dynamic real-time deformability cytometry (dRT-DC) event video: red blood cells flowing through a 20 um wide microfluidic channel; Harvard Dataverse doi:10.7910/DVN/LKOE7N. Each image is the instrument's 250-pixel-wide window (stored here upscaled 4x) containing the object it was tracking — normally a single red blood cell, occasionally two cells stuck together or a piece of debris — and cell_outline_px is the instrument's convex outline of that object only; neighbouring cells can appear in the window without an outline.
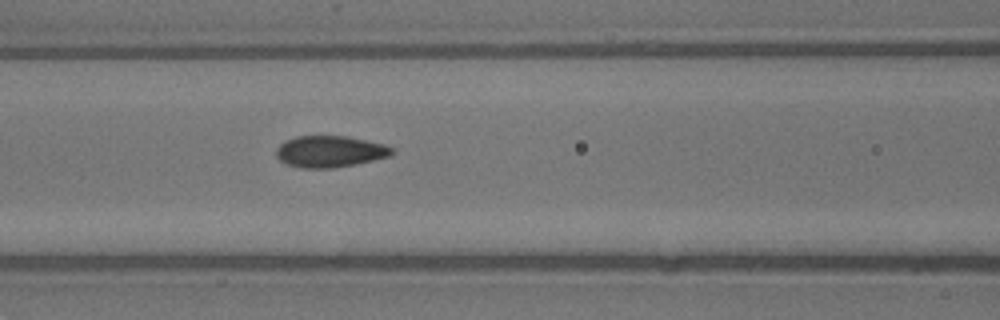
{"species": "common noctule bat (a hibernating species)", "species_latin": "Nyctalus noctula", "temperature_condition": "warm", "stored_images_in_passage": 4, "segment_of_instrument_passage": [1, 2], "camera_frame_rate_fps": 3000, "um_per_image_px": 0.085, "animal": {"sex": "male", "body_mass_g": 13.3}, "frame": {"image": 1, "passage_image": 3, "time_ms": 0.667, "image_size_px": [1000, 320], "cell_outline_px": [[396, 152], [388, 156], [372, 160], [332, 168], [300, 168], [288, 164], [280, 160], [276, 156], [276, 148], [284, 140], [296, 136], [348, 136], [384, 144], [396, 148]], "centroid_in_image_um": [28.04, 12.86], "position_along_channel_um": 138.6, "area_um2": 21.27}}